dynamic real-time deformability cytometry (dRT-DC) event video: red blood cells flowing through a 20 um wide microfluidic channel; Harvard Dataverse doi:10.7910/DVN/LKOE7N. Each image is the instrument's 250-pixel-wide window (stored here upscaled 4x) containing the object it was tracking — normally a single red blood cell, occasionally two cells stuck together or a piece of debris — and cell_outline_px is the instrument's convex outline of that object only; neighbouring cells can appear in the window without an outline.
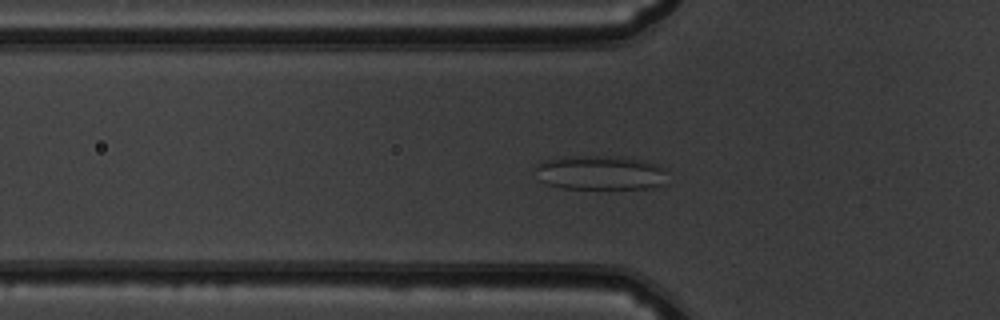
{"species": "common noctule bat (a hibernating species)", "species_latin": "Nyctalus noctula", "temperature_condition": "warm", "stored_images_in_passage": 47, "camera_frame_rate_fps": 3000, "um_per_image_px": 0.085, "animal": {"sex": "male", "body_mass_g": 19.5, "forearm_length_mm": 54.6}, "frame": {"image": 1, "passage_image": 12, "time_ms": 3.667, "image_size_px": [1000, 320], "cell_outline_px": [[668, 184], [656, 188], [560, 188], [548, 184], [540, 180], [536, 168], [536, 164], [544, 160], [572, 156], [632, 156], [660, 164], [668, 172]], "centroid_in_image_um": [51.18, 14.67], "position_along_channel_um": 74.6, "area_um2": 27.17}}
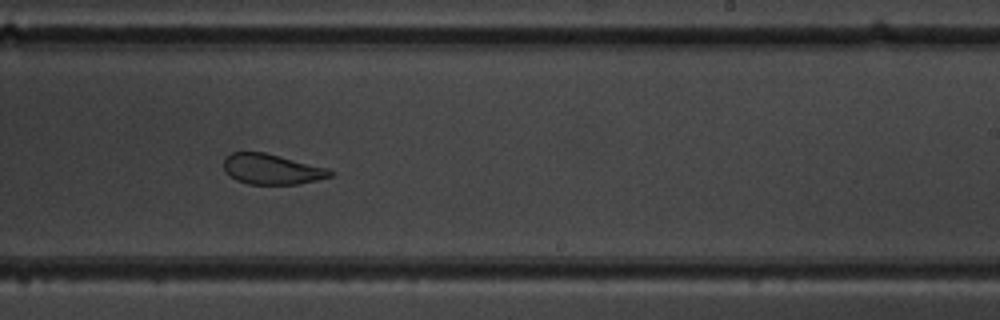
{"frame": {"image": 2, "passage_image": 27, "time_ms": 8.667, "image_size_px": [1000, 320], "cell_outline_px": [[336, 172], [332, 176], [316, 180], [296, 184], [248, 184], [236, 180], [224, 168], [224, 160], [232, 152], [264, 152], [328, 168]], "centroid_in_image_um": [23.14, 14.38], "position_along_channel_um": 265.9, "area_um2": 18.61}}
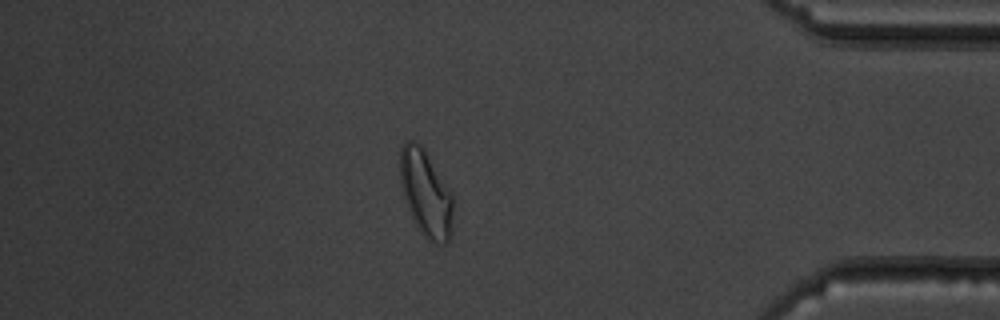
{"frame": {"image": 3, "passage_image": 40, "time_ms": 13.0, "image_size_px": [1000, 320], "cell_outline_px": [[452, 232], [448, 240], [444, 244], [440, 244], [428, 240], [416, 228], [400, 188], [400, 148], [408, 140], [412, 140], [420, 144], [452, 196]], "centroid_in_image_um": [36.15, 16.49], "position_along_channel_um": 399.0, "area_um2": 26.3}, "authors_computed_cell_mechanics": {"area_um2": 23.0044, "velocity_mm_per_s": 3.8193, "shape_relaxation_time_tau1_ms": null, "shape_relaxation_time_tau2_ms": 1.9738, "deformation_change_tau1": null, "deformation_change_tau2": 0.0893}}